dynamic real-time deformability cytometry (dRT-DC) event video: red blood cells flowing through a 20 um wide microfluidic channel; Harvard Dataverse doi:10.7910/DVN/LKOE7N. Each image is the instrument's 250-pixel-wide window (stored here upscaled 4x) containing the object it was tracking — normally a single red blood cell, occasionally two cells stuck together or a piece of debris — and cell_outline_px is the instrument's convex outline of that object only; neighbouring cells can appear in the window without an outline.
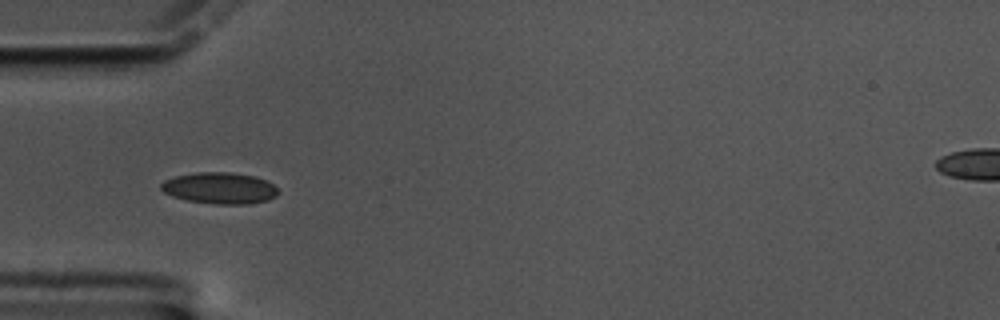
{"species": "common noctule bat (a hibernating species)", "species_latin": "Nyctalus noctula", "temperature_condition": "cold", "stored_images_in_passage": 38, "camera_frame_rate_fps": 3000, "um_per_image_px": 0.085, "animal": {"sex": "male", "body_mass_g": 17.5, "forearm_length_mm": 52.3}, "frame": {"image": 1, "passage_image": 1, "time_ms": 0.0, "image_size_px": [1000, 320], "cell_outline_px": [[280, 192], [276, 196], [268, 200], [248, 204], [216, 204], [184, 200], [172, 196], [164, 192], [160, 188], [160, 184], [164, 180], [176, 176], [196, 172], [232, 172], [256, 176], [272, 184]], "centroid_in_image_um": [18.66, 15.99], "position_along_channel_um": 66.3, "area_um2": 21.56}}
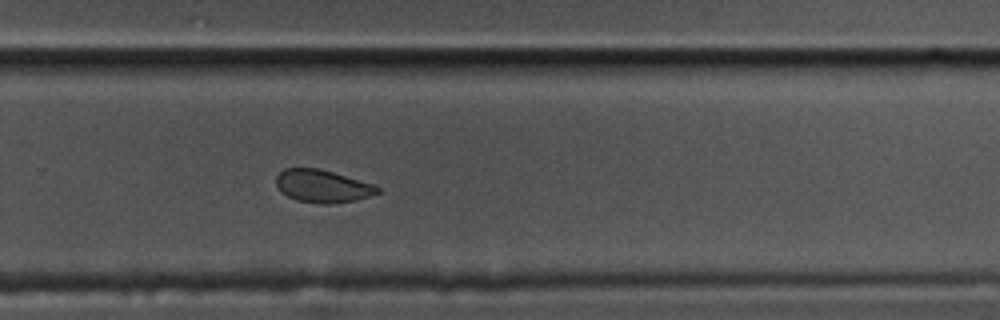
{"frame": {"image": 2, "passage_image": 22, "time_ms": 7.0, "image_size_px": [1000, 320], "cell_outline_px": [[380, 192], [356, 200], [336, 204], [320, 204], [296, 200], [280, 192], [276, 184], [276, 176], [284, 168], [320, 168], [376, 184], [380, 188]], "centroid_in_image_um": [27.43, 15.82], "position_along_channel_um": 302.4, "area_um2": 19.65}, "authors_computed_cell_mechanics": {"area_um2": 20.0855, "velocity_mm_per_s": 3.3844, "shape_relaxation_time_tau1_ms": 8.2733, "shape_relaxation_time_tau2_ms": 2.6402, "deformation_change_tau1": 0.1068, "deformation_change_tau2": 0.0619}}